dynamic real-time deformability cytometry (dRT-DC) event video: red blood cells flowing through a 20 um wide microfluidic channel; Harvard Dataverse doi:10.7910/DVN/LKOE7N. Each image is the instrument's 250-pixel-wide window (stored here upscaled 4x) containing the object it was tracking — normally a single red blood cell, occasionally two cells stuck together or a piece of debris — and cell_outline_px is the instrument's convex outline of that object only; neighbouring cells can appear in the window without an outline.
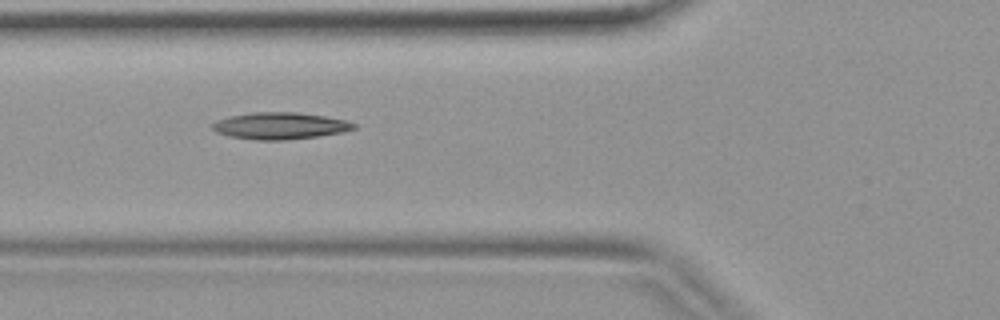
{"species": "common noctule bat (a hibernating species)", "species_latin": "Nyctalus noctula", "temperature_condition": "warm", "stored_images_in_passage": 5, "camera_frame_rate_fps": 3000, "um_per_image_px": 0.085, "animal": {"sex": "female", "body_mass_g": 19.9}, "frame": {"image": 1, "passage_image": 4, "time_ms": 1.0, "image_size_px": [1000, 320], "cell_outline_px": [[356, 128], [340, 132], [320, 136], [284, 140], [256, 140], [228, 136], [216, 132], [208, 124], [216, 120], [232, 116], [252, 112], [296, 112], [324, 116], [344, 120], [356, 124]], "centroid_in_image_um": [23.74, 10.7], "position_along_channel_um": 102.1, "area_um2": 22.08}}
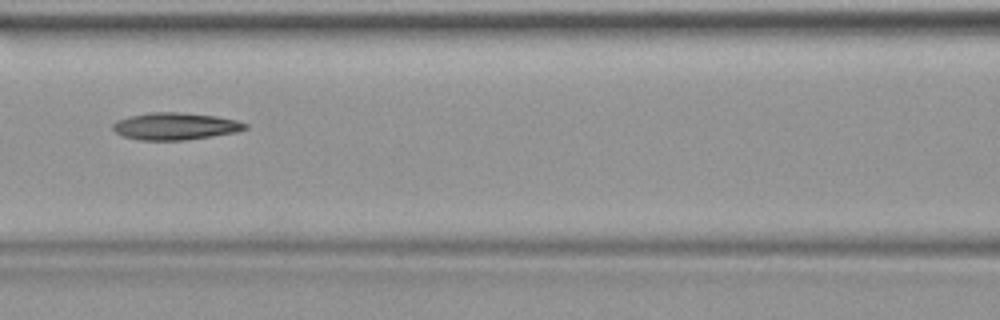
{"frame": {"image": 2, "passage_image": 5, "time_ms": 1.333, "image_size_px": [1000, 320], "cell_outline_px": [[248, 128], [236, 132], [212, 136], [184, 140], [140, 140], [120, 136], [112, 128], [112, 124], [116, 120], [128, 116], [148, 112], [180, 112], [216, 116], [236, 120], [248, 124]], "centroid_in_image_um": [14.86, 10.72], "position_along_channel_um": 151.7, "area_um2": 21.1}}